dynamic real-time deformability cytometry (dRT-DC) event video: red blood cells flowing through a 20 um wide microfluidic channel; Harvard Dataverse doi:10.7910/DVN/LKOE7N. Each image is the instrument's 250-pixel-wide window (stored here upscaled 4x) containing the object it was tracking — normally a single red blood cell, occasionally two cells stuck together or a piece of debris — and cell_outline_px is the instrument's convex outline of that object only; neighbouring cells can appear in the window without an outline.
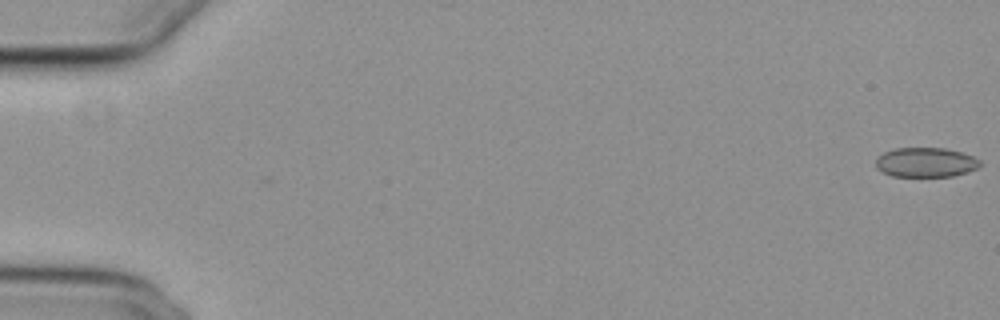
{"species": "common noctule bat (a hibernating species)", "species_latin": "Nyctalus noctula", "temperature_condition": "cold", "stored_images_in_passage": 57, "camera_frame_rate_fps": 3000, "um_per_image_px": 0.085, "animal": {"sex": "female", "body_mass_g": 29.2, "forearm_length_mm": 56.3}, "frame": {"image": 1, "passage_image": 1, "time_ms": 0.0, "image_size_px": [1000, 320], "cell_outline_px": [[980, 164], [976, 168], [968, 172], [952, 176], [892, 176], [876, 168], [876, 160], [884, 152], [896, 148], [944, 148], [960, 152], [972, 156], [980, 160]], "centroid_in_image_um": [78.68, 13.8], "position_along_channel_um": 6.3, "area_um2": 17.74}}
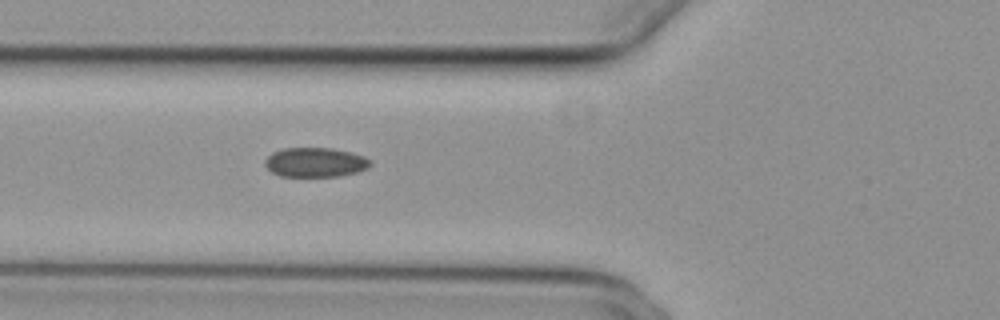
{"frame": {"image": 2, "passage_image": 22, "time_ms": 7.0, "image_size_px": [1000, 320], "cell_outline_px": [[372, 164], [368, 168], [356, 172], [340, 176], [280, 176], [272, 172], [264, 164], [264, 160], [272, 152], [284, 148], [332, 148], [364, 156], [372, 160]], "centroid_in_image_um": [26.8, 13.79], "position_along_channel_um": 99.0, "area_um2": 18.09}}
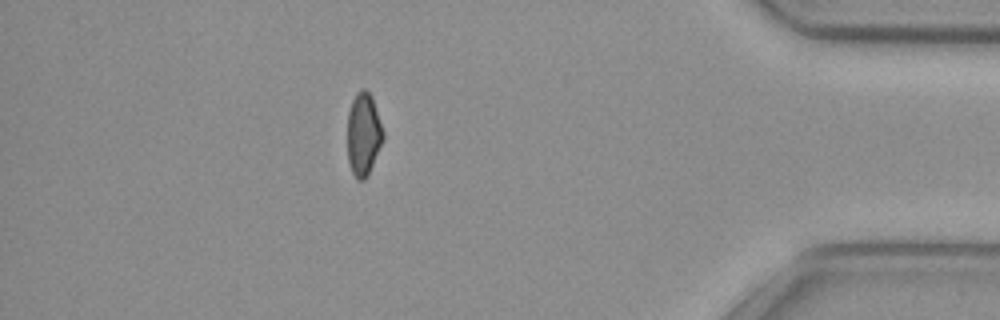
{"frame": {"image": 3, "passage_image": 50, "time_ms": 16.333, "image_size_px": [1000, 320], "cell_outline_px": [[384, 140], [364, 180], [356, 180], [352, 172], [348, 160], [348, 112], [352, 100], [356, 92], [360, 88], [364, 88], [372, 96], [384, 132]], "centroid_in_image_um": [30.89, 11.37], "position_along_channel_um": 404.3, "area_um2": 17.22}, "authors_computed_cell_mechanics": {"area_um2": 18.3804, "velocity_mm_per_s": 3.738, "shape_relaxation_time_tau1_ms": null, "shape_relaxation_time_tau2_ms": 3.9078, "deformation_change_tau1": null, "deformation_change_tau2": 0.0835}}